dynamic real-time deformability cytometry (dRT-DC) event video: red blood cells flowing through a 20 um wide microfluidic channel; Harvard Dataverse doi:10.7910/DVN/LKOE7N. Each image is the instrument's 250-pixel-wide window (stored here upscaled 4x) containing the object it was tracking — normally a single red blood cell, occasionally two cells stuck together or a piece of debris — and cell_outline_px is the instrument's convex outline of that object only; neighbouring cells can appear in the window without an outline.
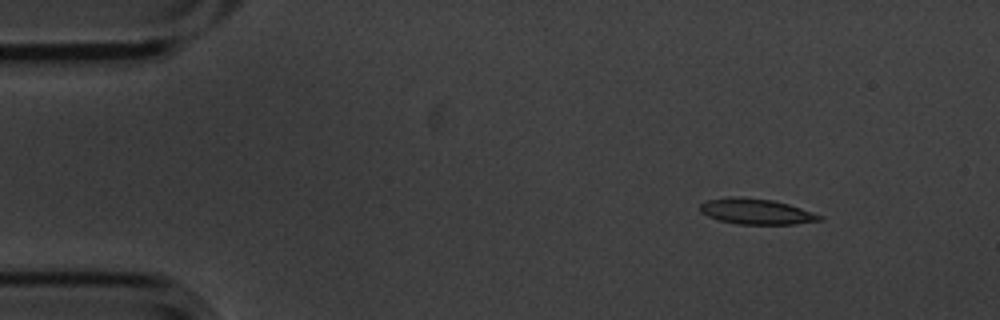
{"species": "common noctule bat (a hibernating species)", "species_latin": "Nyctalus noctula", "temperature_condition": "cold", "stored_images_in_passage": 4, "camera_frame_rate_fps": 3000, "um_per_image_px": 0.085, "animal": {"sex": "male", "body_mass_g": 20.1, "forearm_length_mm": 53.5}, "frame": {"image": 1, "passage_image": 1, "time_ms": 0.0, "image_size_px": [1000, 320], "cell_outline_px": [[824, 220], [796, 224], [736, 224], [720, 220], [708, 216], [700, 212], [700, 204], [708, 200], [732, 196], [740, 196], [772, 200], [788, 204], [824, 216]], "centroid_in_image_um": [64.29, 17.98], "position_along_channel_um": 20.7, "area_um2": 17.86}}
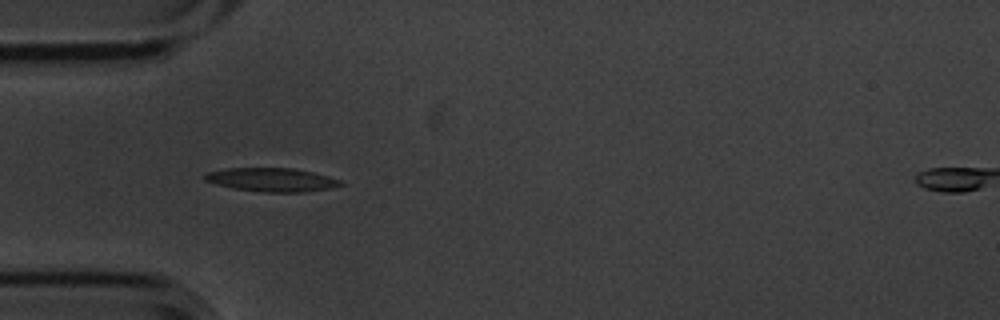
{"frame": {"image": 2, "passage_image": 4, "time_ms": 1.0, "image_size_px": [1000, 320], "cell_outline_px": [[344, 184], [332, 188], [304, 192], [264, 192], [232, 188], [216, 184], [204, 180], [204, 176], [208, 172], [228, 168], [292, 168], [312, 172], [328, 176], [340, 180]], "centroid_in_image_um": [23.11, 15.28], "position_along_channel_um": 61.9, "area_um2": 18.61}}